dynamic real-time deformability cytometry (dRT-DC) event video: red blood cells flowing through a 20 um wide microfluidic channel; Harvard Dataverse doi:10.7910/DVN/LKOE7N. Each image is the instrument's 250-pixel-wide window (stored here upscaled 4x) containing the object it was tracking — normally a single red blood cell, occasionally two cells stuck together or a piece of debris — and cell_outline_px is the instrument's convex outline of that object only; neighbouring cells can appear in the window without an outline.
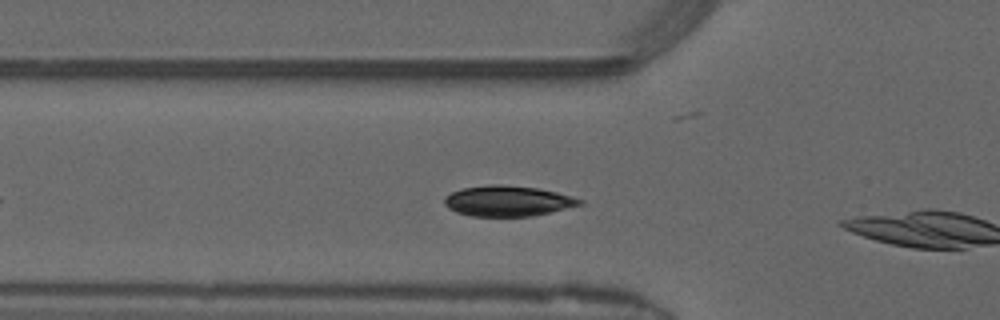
{"species": "common noctule bat (a hibernating species)", "species_latin": "Nyctalus noctula", "temperature_condition": "warm", "stored_images_in_passage": 7, "camera_frame_rate_fps": 3000, "um_per_image_px": 0.085, "animal": {"sex": "male", "forearm_length_mm": 52.5}, "frame": {"image": 1, "passage_image": 5, "time_ms": 1.333, "image_size_px": [1000, 320], "cell_outline_px": [[584, 204], [532, 216], [472, 216], [456, 212], [448, 208], [444, 204], [444, 196], [452, 192], [464, 188], [492, 184], [500, 184], [536, 188], [556, 192], [572, 196], [584, 200]], "centroid_in_image_um": [43.15, 17.08], "position_along_channel_um": 82.6, "area_um2": 23.99}}